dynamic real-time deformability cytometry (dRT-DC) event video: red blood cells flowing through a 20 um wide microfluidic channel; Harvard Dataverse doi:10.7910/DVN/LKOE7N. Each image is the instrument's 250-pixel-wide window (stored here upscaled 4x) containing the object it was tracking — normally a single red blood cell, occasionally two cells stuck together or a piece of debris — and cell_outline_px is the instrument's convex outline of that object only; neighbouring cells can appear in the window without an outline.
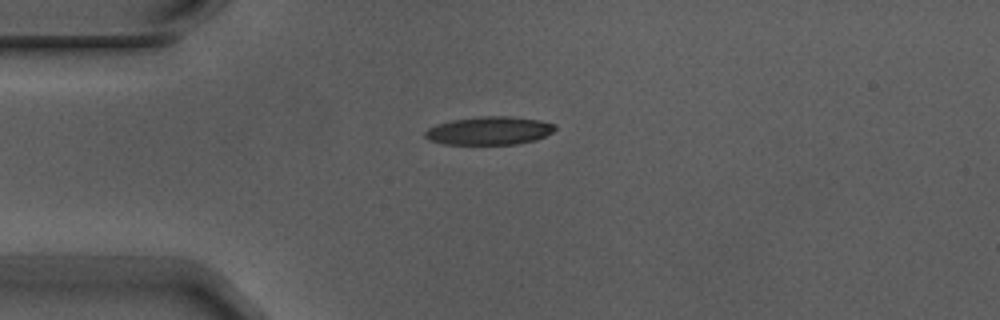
{"species": "Egyptian fruit bat (a non-hibernating species)", "species_latin": "Rousettus aegyptiacus", "temperature_condition": "warm", "stored_images_in_passage": 2, "camera_frame_rate_fps": 3000, "um_per_image_px": 0.085, "animal": {"sex": "male"}, "frame": {"image": 1, "passage_image": 1, "time_ms": 0.0, "image_size_px": [1000, 320], "cell_outline_px": [[556, 128], [552, 132], [536, 140], [516, 144], [444, 144], [428, 140], [424, 136], [424, 132], [428, 128], [436, 124], [452, 120], [480, 116], [508, 116], [540, 120], [556, 124]], "centroid_in_image_um": [41.57, 11.1], "position_along_channel_um": 43.4, "area_um2": 21.44}}